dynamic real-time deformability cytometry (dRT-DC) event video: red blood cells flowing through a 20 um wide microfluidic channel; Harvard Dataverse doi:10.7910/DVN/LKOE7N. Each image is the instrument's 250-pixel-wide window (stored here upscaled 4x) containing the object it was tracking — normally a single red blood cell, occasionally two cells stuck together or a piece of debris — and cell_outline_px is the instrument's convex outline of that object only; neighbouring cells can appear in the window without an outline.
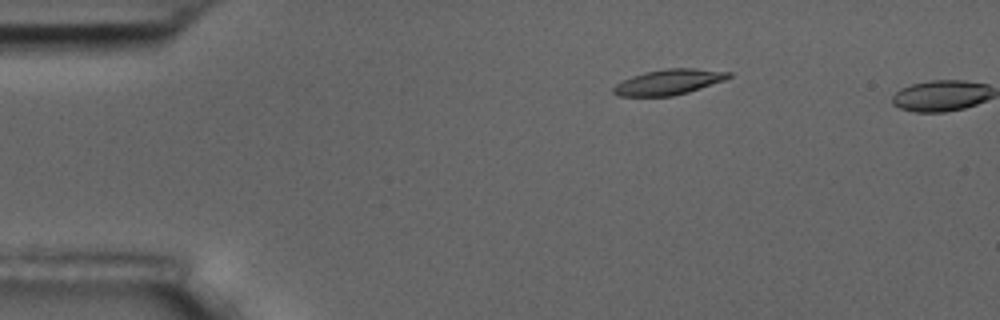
{"species": "common noctule bat (a hibernating species)", "species_latin": "Nyctalus noctula", "temperature_condition": "room temperature", "stored_images_in_passage": 4, "camera_frame_rate_fps": 3000, "um_per_image_px": 0.085, "animal": {"sex": "male", "body_mass_g": 17.5, "forearm_length_mm": 52.3}, "frame": {"image": 1, "passage_image": 3, "time_ms": 2.333, "image_size_px": [1000, 320], "cell_outline_px": [[732, 76], [724, 80], [688, 92], [672, 96], [620, 96], [612, 92], [612, 88], [616, 84], [632, 76], [644, 72], [668, 68], [696, 68], [732, 72]], "centroid_in_image_um": [56.85, 6.96], "position_along_channel_um": 28.2, "area_um2": 16.99}}